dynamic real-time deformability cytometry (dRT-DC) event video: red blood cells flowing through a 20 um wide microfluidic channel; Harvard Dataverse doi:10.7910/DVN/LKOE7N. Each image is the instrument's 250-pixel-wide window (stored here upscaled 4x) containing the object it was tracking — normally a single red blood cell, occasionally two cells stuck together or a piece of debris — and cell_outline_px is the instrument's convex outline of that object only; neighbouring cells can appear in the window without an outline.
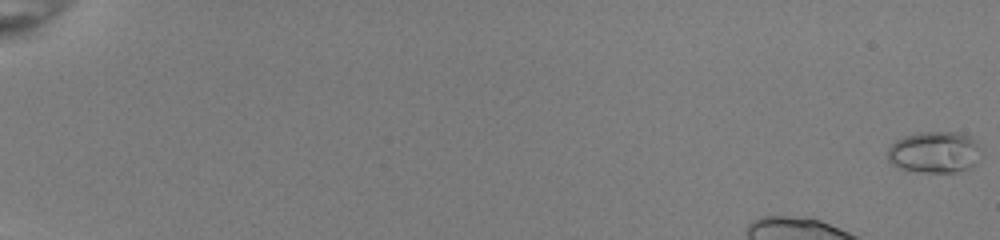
{"species": "common noctule bat (a hibernating species)", "species_latin": "Nyctalus noctula", "temperature_condition": "room temperature", "stored_images_in_passage": 50, "camera_frame_rate_fps": 3000, "um_per_image_px": 0.085, "animal": {"sex": "female", "body_mass_g": 22.0, "forearm_length_mm": 56.7}, "frame": {"image": 1, "passage_image": 1, "time_ms": 0.0, "image_size_px": [1000, 240], "cell_outline_px": [[980, 148], [976, 164], [968, 168], [952, 172], [920, 172], [900, 168], [892, 164], [888, 160], [888, 148], [896, 140], [904, 136], [920, 132], [956, 132], [968, 136]], "centroid_in_image_um": [79.39, 12.94], "position_along_channel_um": 5.6, "area_um2": 22.31}}